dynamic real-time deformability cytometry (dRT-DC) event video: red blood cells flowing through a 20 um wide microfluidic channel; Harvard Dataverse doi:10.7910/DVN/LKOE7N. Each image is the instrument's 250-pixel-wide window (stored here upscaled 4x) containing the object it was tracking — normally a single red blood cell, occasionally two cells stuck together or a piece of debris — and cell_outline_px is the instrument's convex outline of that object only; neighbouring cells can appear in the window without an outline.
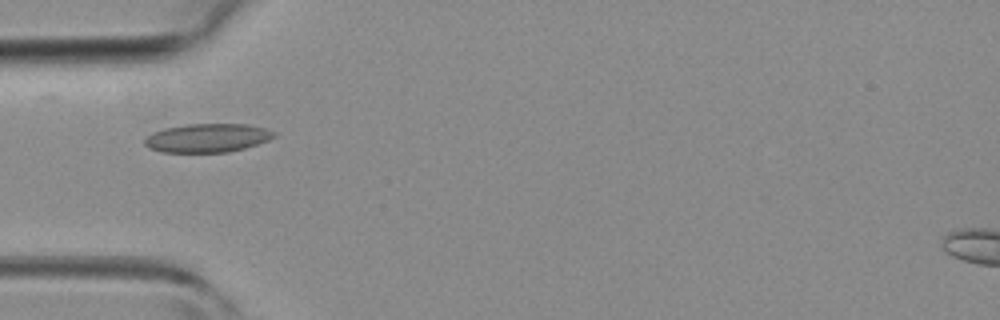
{"species": "common noctule bat (a hibernating species)", "species_latin": "Nyctalus noctula", "temperature_condition": "room temperature", "stored_images_in_passage": 4, "camera_frame_rate_fps": 3000, "um_per_image_px": 0.085, "animal": {"sex": "female", "body_mass_g": 19.3, "forearm_length_mm": 54.1}, "frame": {"image": 1, "passage_image": 4, "time_ms": 4.0, "image_size_px": [1000, 320], "cell_outline_px": [[276, 136], [268, 140], [244, 148], [228, 152], [160, 152], [148, 148], [144, 144], [144, 140], [152, 132], [164, 128], [188, 124], [248, 124], [264, 128], [276, 132]], "centroid_in_image_um": [17.61, 11.72], "position_along_channel_um": 67.4, "area_um2": 21.62}}